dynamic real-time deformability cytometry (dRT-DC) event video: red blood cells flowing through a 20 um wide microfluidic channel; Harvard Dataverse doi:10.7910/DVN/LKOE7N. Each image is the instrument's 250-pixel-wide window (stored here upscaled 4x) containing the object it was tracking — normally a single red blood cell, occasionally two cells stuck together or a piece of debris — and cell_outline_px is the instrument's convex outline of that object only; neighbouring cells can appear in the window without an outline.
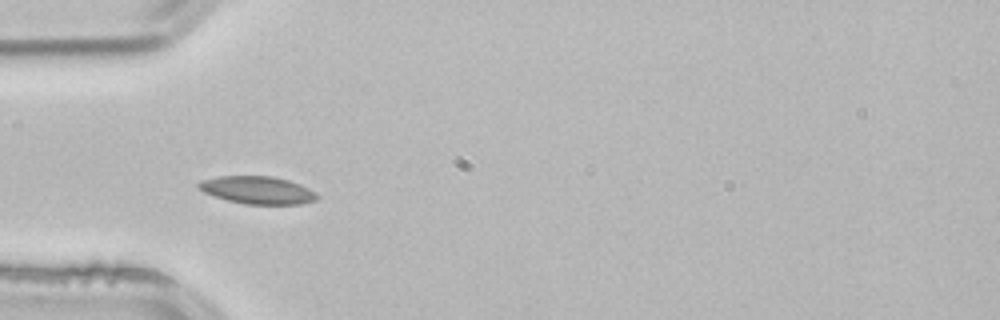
{"species": "common noctule bat (a hibernating species)", "species_latin": "Nyctalus noctula", "temperature_condition": "room temperature", "stored_images_in_passage": 2, "camera_frame_rate_fps": 3000, "um_per_image_px": 0.085, "animal": {"sex": "male", "body_mass_g": 21.5, "forearm_length_mm": 52.0}, "frame": {"image": 1, "passage_image": 2, "time_ms": 0.333, "image_size_px": [1000, 320], "cell_outline_px": [[320, 196], [316, 200], [304, 204], [244, 204], [228, 200], [204, 192], [196, 184], [200, 180], [220, 176], [272, 176], [288, 180], [300, 184], [316, 192]], "centroid_in_image_um": [21.93, 16.16], "position_along_channel_um": 63.1, "area_um2": 19.07}}